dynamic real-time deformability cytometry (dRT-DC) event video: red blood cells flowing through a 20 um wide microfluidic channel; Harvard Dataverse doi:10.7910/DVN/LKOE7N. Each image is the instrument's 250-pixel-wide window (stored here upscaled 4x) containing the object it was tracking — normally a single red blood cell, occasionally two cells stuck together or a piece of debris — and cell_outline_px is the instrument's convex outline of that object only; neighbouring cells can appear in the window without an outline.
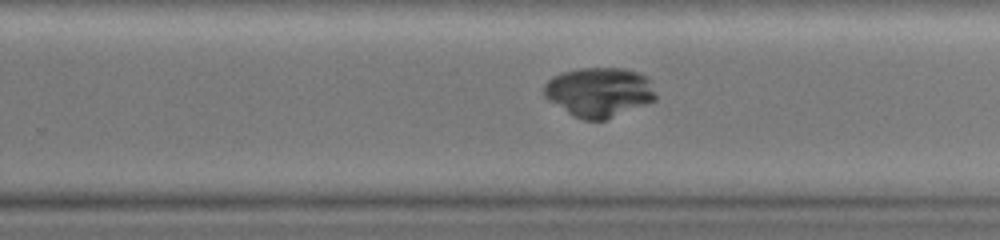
{"species": "common noctule bat (a hibernating species)", "species_latin": "Nyctalus noctula", "temperature_condition": "warm", "stored_images_in_passage": 54, "camera_frame_rate_fps": 3000, "um_per_image_px": 0.085, "animal": {"sex": "female", "body_mass_g": 19.0, "forearm_length_mm": 51.5}, "frame": {"image": 1, "passage_image": 38, "time_ms": 12.333, "image_size_px": [1000, 240], "cell_outline_px": [[656, 100], [604, 120], [584, 120], [572, 116], [548, 100], [544, 96], [544, 84], [548, 80], [564, 72], [580, 68], [624, 68], [636, 72], [644, 76], [648, 80], [656, 96]], "centroid_in_image_um": [50.89, 7.84], "position_along_channel_um": 278.9, "area_um2": 31.91}}
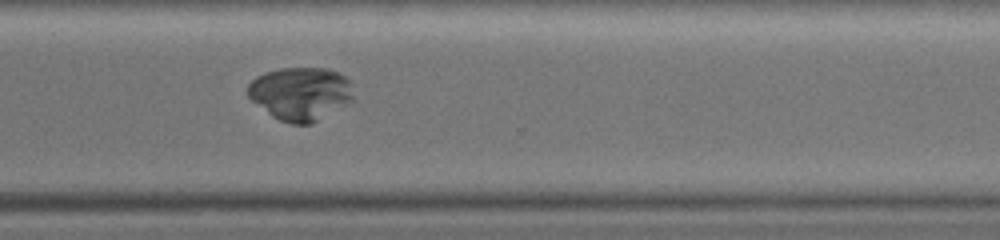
{"frame": {"image": 2, "passage_image": 44, "time_ms": 14.333, "image_size_px": [1000, 240], "cell_outline_px": [[352, 100], [312, 124], [292, 124], [280, 120], [272, 116], [252, 100], [248, 96], [248, 84], [256, 76], [264, 72], [280, 68], [328, 68], [340, 72], [348, 80], [352, 96]], "centroid_in_image_um": [25.51, 7.94], "position_along_channel_um": 345.1, "area_um2": 32.54}}
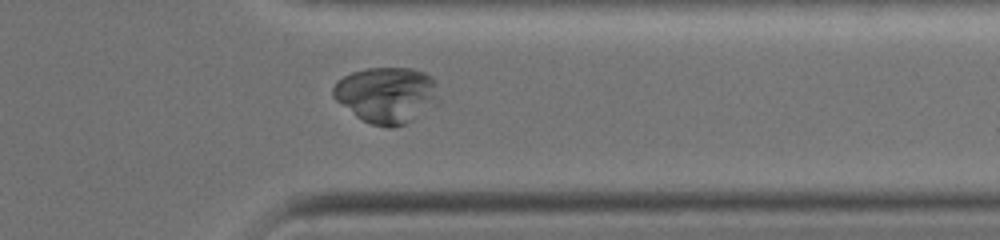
{"frame": {"image": 3, "passage_image": 47, "time_ms": 15.333, "image_size_px": [1000, 240], "cell_outline_px": [[440, 100], [436, 104], [412, 120], [404, 124], [392, 128], [388, 128], [372, 124], [356, 116], [336, 100], [332, 96], [332, 88], [336, 80], [352, 72], [364, 68], [412, 68], [424, 72], [436, 80]], "centroid_in_image_um": [32.88, 8.05], "position_along_channel_um": 378.5, "area_um2": 34.8}}